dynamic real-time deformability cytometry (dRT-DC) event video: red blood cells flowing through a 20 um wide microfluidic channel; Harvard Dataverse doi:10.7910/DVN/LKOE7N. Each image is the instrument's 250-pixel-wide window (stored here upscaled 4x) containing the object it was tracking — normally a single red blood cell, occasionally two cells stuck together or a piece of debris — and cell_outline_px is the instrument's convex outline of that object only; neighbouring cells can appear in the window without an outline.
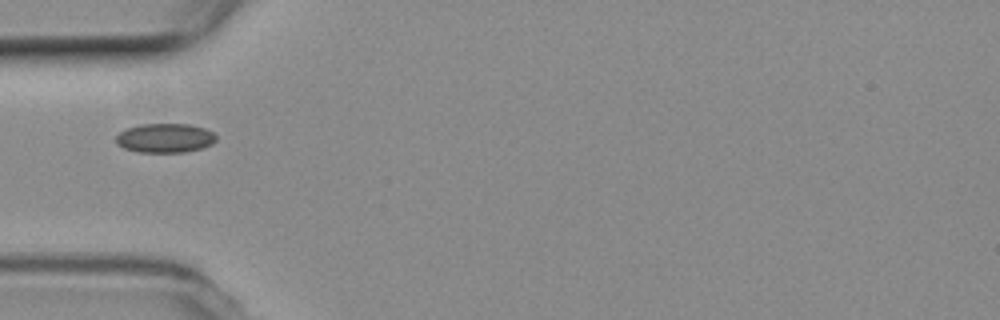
{"species": "common noctule bat (a hibernating species)", "species_latin": "Nyctalus noctula", "temperature_condition": "room temperature", "stored_images_in_passage": 9, "camera_frame_rate_fps": 3000, "um_per_image_px": 0.085, "animal": {"sex": "female", "body_mass_g": 19.3, "forearm_length_mm": 54.1}, "frame": {"image": 1, "passage_image": 1, "time_ms": 0.0, "image_size_px": [1000, 320], "cell_outline_px": [[216, 140], [212, 144], [200, 148], [184, 152], [140, 152], [124, 148], [116, 144], [116, 136], [120, 132], [128, 128], [140, 124], [188, 124], [204, 128], [212, 132], [216, 136]], "centroid_in_image_um": [14.02, 11.73], "position_along_channel_um": 71.0, "area_um2": 16.94}}